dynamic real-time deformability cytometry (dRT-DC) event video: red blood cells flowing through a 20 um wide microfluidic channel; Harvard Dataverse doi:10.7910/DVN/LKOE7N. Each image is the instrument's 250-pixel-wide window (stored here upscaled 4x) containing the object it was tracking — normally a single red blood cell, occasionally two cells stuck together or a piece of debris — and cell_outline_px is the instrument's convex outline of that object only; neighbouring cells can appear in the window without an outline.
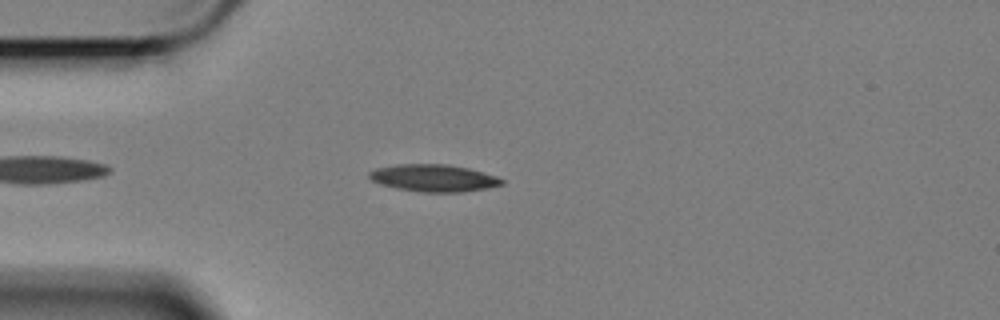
{"species": "Egyptian fruit bat (a non-hibernating species)", "species_latin": "Rousettus aegyptiacus", "temperature_condition": "cold", "stored_images_in_passage": 50, "camera_frame_rate_fps": 3000, "um_per_image_px": 0.085, "animal": {"sex": "female"}, "frame": {"image": 1, "passage_image": 7, "time_ms": 2.0, "image_size_px": [1000, 320], "cell_outline_px": [[504, 184], [488, 188], [464, 192], [420, 192], [396, 188], [380, 184], [372, 180], [368, 176], [368, 172], [376, 168], [396, 164], [448, 164], [468, 168], [496, 176], [504, 180]], "centroid_in_image_um": [36.86, 15.13], "position_along_channel_um": 48.1, "area_um2": 21.1}}
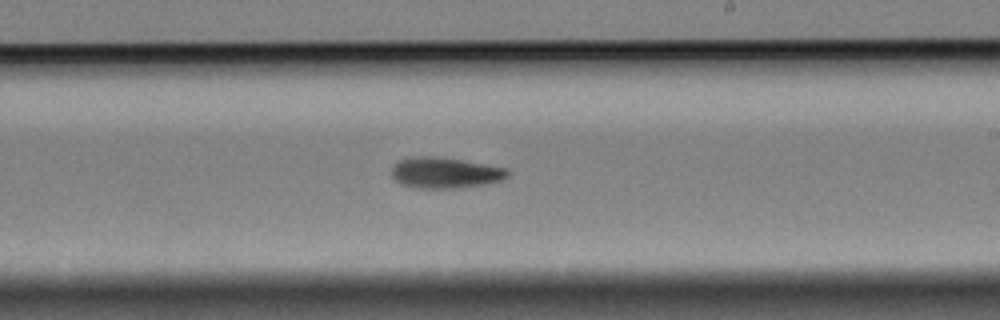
{"frame": {"image": 2, "passage_image": 26, "time_ms": 8.333, "image_size_px": [1000, 320], "cell_outline_px": [[512, 172], [508, 176], [500, 180], [484, 184], [460, 188], [420, 188], [400, 184], [392, 176], [392, 164], [396, 160], [412, 156], [440, 156], [508, 168]], "centroid_in_image_um": [37.81, 14.66], "position_along_channel_um": 251.2, "area_um2": 21.21}}
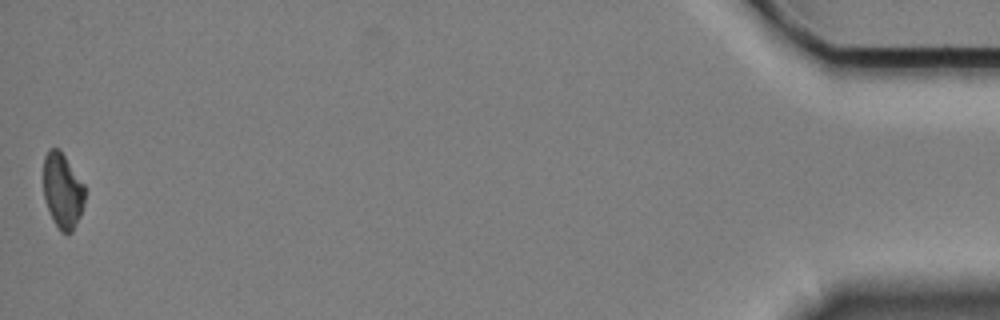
{"frame": {"image": 3, "passage_image": 50, "time_ms": 16.333, "image_size_px": [1000, 320], "cell_outline_px": [[84, 204], [80, 216], [72, 232], [60, 232], [48, 208], [44, 196], [44, 156], [48, 148], [56, 148], [64, 156], [84, 184]], "centroid_in_image_um": [5.32, 16.21], "position_along_channel_um": 429.9, "area_um2": 17.74}, "authors_computed_cell_mechanics": {"area_um2": 19.7965, "velocity_mm_per_s": 3.3977, "shape_relaxation_time_tau1_ms": 7.4201, "shape_relaxation_time_tau2_ms": null, "deformation_change_tau1": 0.1831, "deformation_change_tau2": null}}